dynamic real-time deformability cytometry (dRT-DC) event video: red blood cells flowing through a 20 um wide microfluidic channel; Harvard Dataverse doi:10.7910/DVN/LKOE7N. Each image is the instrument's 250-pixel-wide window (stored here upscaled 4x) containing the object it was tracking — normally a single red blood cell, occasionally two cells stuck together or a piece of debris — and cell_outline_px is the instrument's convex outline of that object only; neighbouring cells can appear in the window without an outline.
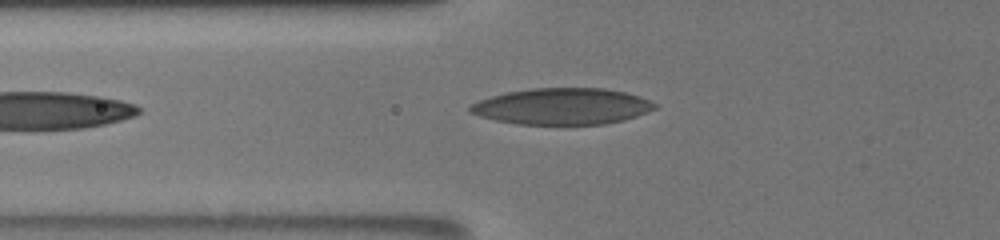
{"species": "human", "species_latin": "Homo sapiens", "temperature_condition": "room temperature", "stored_images_in_passage": 9, "camera_frame_rate_fps": 3000, "um_per_image_px": 0.085, "donor": {"sex": "male"}, "frame": {"image": 1, "passage_image": 9, "time_ms": 7.667, "image_size_px": [1000, 240], "cell_outline_px": [[656, 108], [648, 112], [624, 120], [604, 124], [516, 124], [496, 120], [480, 116], [468, 112], [468, 108], [472, 104], [480, 100], [504, 92], [532, 88], [604, 88], [624, 92], [640, 96], [656, 104]], "centroid_in_image_um": [47.78, 9.04], "position_along_channel_um": 78.0, "area_um2": 39.07}}